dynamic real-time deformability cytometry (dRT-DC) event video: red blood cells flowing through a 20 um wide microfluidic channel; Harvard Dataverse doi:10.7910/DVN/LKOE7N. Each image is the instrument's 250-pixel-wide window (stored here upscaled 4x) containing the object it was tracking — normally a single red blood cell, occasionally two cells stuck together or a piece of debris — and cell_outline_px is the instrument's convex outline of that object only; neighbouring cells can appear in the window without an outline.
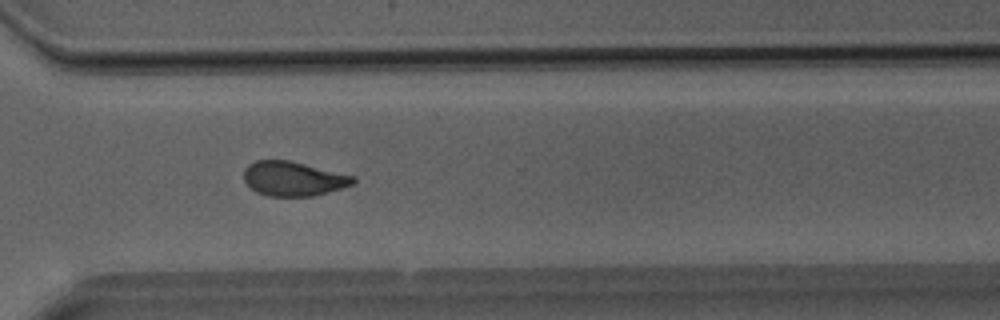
{"species": "Egyptian fruit bat (a non-hibernating species)", "species_latin": "Rousettus aegyptiacus", "temperature_condition": "room temperature", "stored_images_in_passage": 38, "camera_frame_rate_fps": 3000, "um_per_image_px": 0.085, "animal": {"sex": "male"}, "frame": {"image": 1, "passage_image": 28, "time_ms": 9.0, "image_size_px": [1000, 320], "cell_outline_px": [[356, 180], [352, 184], [340, 188], [312, 196], [268, 196], [256, 192], [244, 180], [244, 168], [248, 164], [256, 160], [292, 160], [356, 176]], "centroid_in_image_um": [24.93, 15.17], "position_along_channel_um": 345.7, "area_um2": 22.02}}
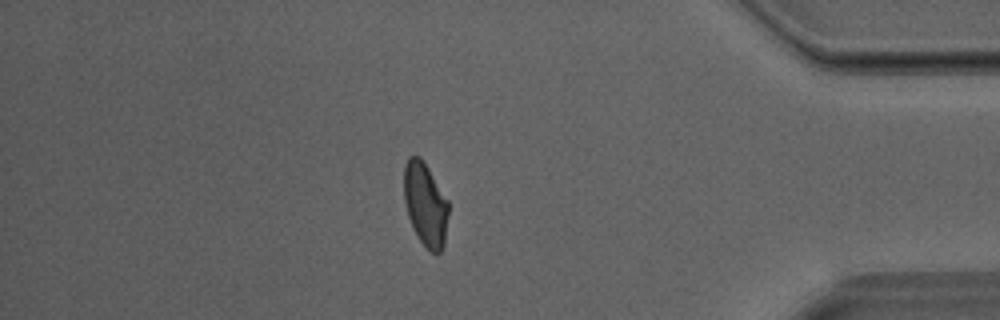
{"frame": {"image": 2, "passage_image": 33, "time_ms": 10.667, "image_size_px": [1000, 320], "cell_outline_px": [[448, 212], [444, 244], [440, 252], [432, 252], [420, 240], [412, 228], [408, 216], [404, 200], [404, 164], [408, 156], [420, 156], [428, 168], [448, 200]], "centroid_in_image_um": [36.14, 17.33], "position_along_channel_um": 399.1, "area_um2": 21.5}}